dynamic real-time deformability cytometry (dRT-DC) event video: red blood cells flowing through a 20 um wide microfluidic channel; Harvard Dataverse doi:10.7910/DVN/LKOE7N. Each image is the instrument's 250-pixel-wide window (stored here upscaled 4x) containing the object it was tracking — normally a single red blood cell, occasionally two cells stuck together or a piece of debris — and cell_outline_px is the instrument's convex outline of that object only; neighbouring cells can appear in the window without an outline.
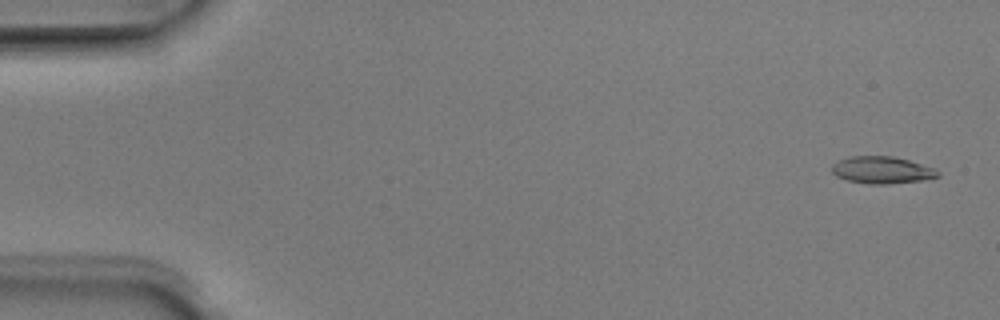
{"species": "Egyptian fruit bat (a non-hibernating species)", "species_latin": "Rousettus aegyptiacus", "temperature_condition": "room temperature", "stored_images_in_passage": 51, "camera_frame_rate_fps": 3000, "um_per_image_px": 0.085, "animal": {"sex": "male"}, "frame": {"image": 1, "passage_image": 2, "time_ms": 0.333, "image_size_px": [1000, 320], "cell_outline_px": [[940, 176], [924, 180], [888, 184], [868, 184], [848, 180], [836, 176], [832, 172], [832, 164], [848, 156], [892, 156], [908, 160], [936, 168], [940, 172]], "centroid_in_image_um": [74.99, 14.45], "position_along_channel_um": 10.0, "area_um2": 16.82}}
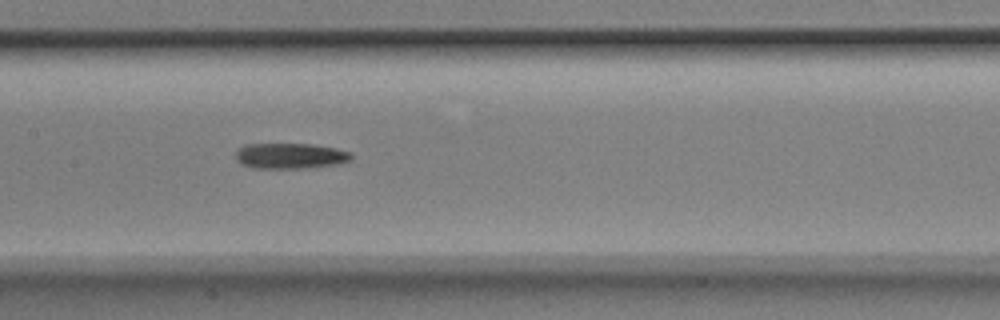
{"frame": {"image": 2, "passage_image": 25, "time_ms": 8.0, "image_size_px": [1000, 320], "cell_outline_px": [[352, 160], [336, 164], [308, 168], [252, 168], [240, 164], [236, 160], [236, 148], [244, 144], [312, 144], [336, 148], [352, 152]], "centroid_in_image_um": [24.65, 13.25], "position_along_channel_um": 182.8, "area_um2": 17.51}}
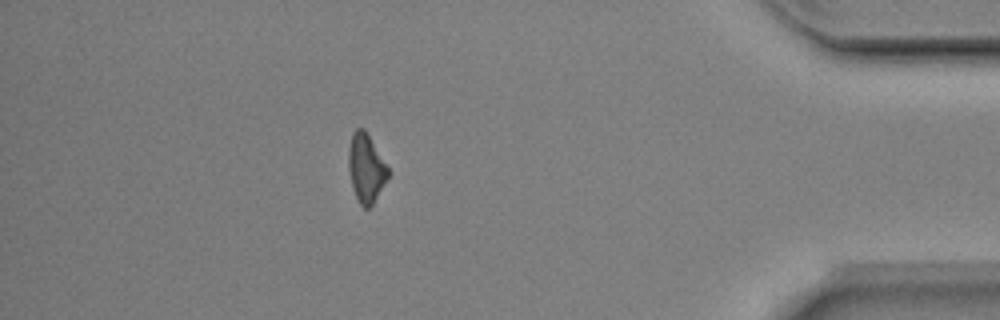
{"frame": {"image": 3, "passage_image": 45, "time_ms": 14.667, "image_size_px": [1000, 320], "cell_outline_px": [[388, 176], [372, 204], [368, 208], [364, 208], [360, 204], [352, 188], [348, 168], [348, 148], [352, 132], [356, 128], [364, 128], [388, 168]], "centroid_in_image_um": [31.07, 14.26], "position_along_channel_um": 404.1, "area_um2": 15.49}, "authors_computed_cell_mechanics": {"area_um2": 16.762, "velocity_mm_per_s": 3.977, "shape_relaxation_time_tau1_ms": 3.2037, "shape_relaxation_time_tau2_ms": null, "deformation_change_tau1": 0.1612, "deformation_change_tau2": null}}